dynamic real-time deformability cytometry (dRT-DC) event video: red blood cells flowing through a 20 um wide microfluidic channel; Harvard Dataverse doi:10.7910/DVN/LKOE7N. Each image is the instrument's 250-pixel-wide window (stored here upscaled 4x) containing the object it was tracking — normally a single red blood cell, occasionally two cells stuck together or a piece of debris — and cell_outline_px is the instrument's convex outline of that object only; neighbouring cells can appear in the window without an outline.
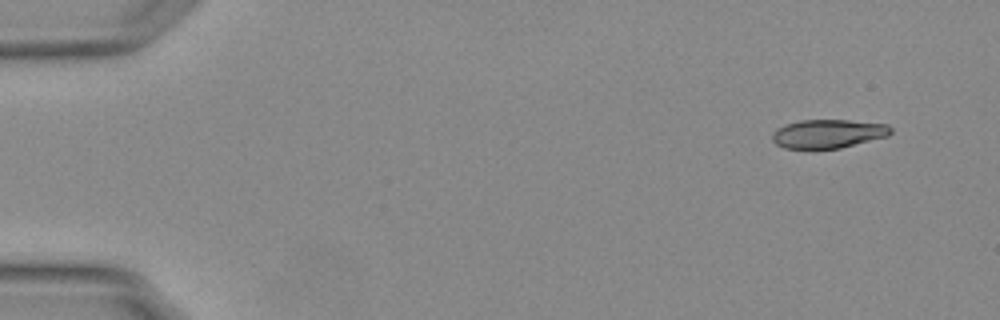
{"species": "Egyptian fruit bat (a non-hibernating species)", "species_latin": "Rousettus aegyptiacus", "temperature_condition": "warm", "stored_images_in_passage": 12, "camera_frame_rate_fps": 3000, "um_per_image_px": 0.085, "animal": {"sex": "female"}, "frame": {"image": 1, "passage_image": 1, "time_ms": 0.0, "image_size_px": [1000, 320], "cell_outline_px": [[892, 132], [888, 136], [840, 148], [812, 152], [808, 152], [784, 148], [776, 144], [772, 140], [772, 132], [776, 128], [784, 124], [800, 120], [848, 120], [888, 124], [892, 128]], "centroid_in_image_um": [70.32, 11.41], "position_along_channel_um": 14.7, "area_um2": 20.75}}